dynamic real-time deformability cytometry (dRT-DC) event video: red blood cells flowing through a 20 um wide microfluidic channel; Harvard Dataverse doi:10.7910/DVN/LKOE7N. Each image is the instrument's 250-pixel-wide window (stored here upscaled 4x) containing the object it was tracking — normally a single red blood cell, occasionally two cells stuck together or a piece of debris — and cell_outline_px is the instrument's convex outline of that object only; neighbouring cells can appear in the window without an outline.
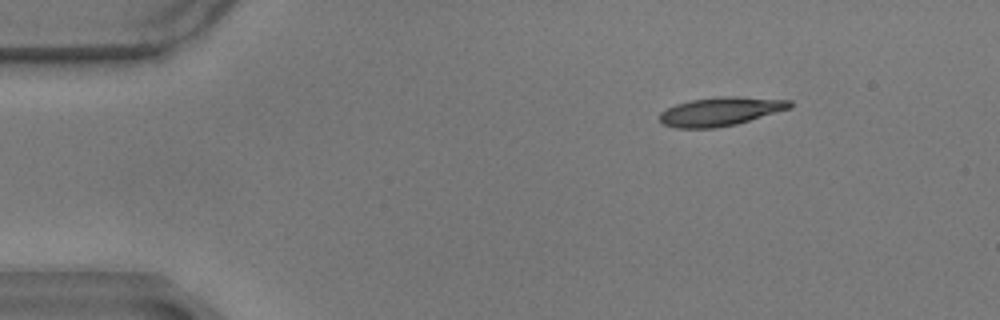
{"species": "common noctule bat (a hibernating species)", "species_latin": "Nyctalus noctula", "temperature_condition": "warm", "stored_images_in_passage": 51, "camera_frame_rate_fps": 3000, "um_per_image_px": 0.085, "animal": {"sex": "male", "body_mass_g": 17.9}, "frame": {"image": 1, "passage_image": 1, "time_ms": 0.0, "image_size_px": [1000, 320], "cell_outline_px": [[792, 108], [736, 124], [716, 128], [676, 128], [664, 124], [660, 120], [660, 112], [676, 104], [692, 100], [720, 96], [736, 96], [792, 100]], "centroid_in_image_um": [61.27, 9.47], "position_along_channel_um": 23.7, "area_um2": 21.73}}
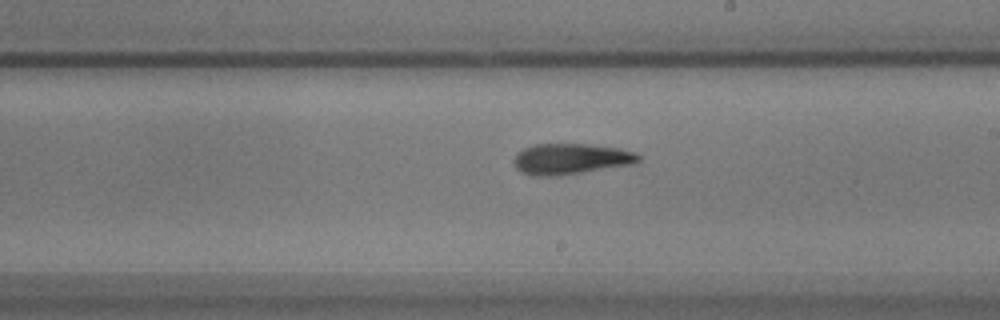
{"frame": {"image": 2, "passage_image": 26, "time_ms": 8.333, "image_size_px": [1000, 320], "cell_outline_px": [[640, 160], [636, 164], [560, 176], [532, 176], [520, 172], [516, 168], [512, 160], [516, 152], [532, 144], [588, 144], [620, 148], [636, 152], [640, 156]], "centroid_in_image_um": [48.51, 13.52], "position_along_channel_um": 240.5, "area_um2": 22.95}}
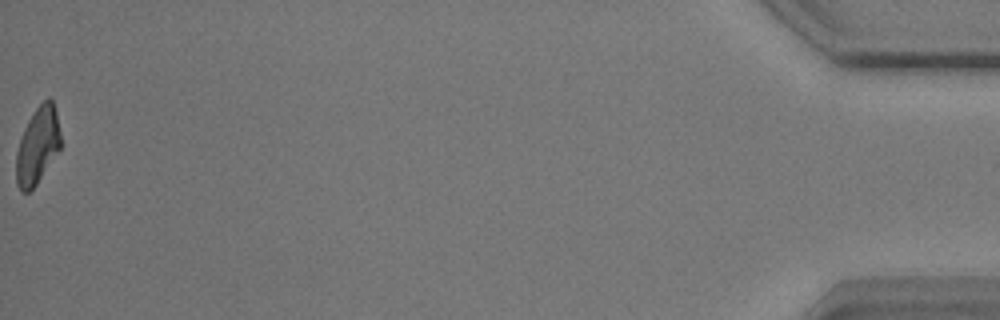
{"frame": {"image": 3, "passage_image": 51, "time_ms": 16.667, "image_size_px": [1000, 320], "cell_outline_px": [[60, 148], [36, 184], [28, 192], [24, 192], [16, 184], [16, 152], [24, 128], [28, 120], [36, 108], [48, 96], [52, 100], [56, 112], [60, 132]], "centroid_in_image_um": [3.18, 12.36], "position_along_channel_um": 432.0, "area_um2": 19.54}, "authors_computed_cell_mechanics": {"area_um2": 21.7328, "velocity_mm_per_s": 3.4764, "shape_relaxation_time_tau1_ms": 5.9644, "shape_relaxation_time_tau2_ms": 3.3708, "deformation_change_tau1": 0.2033, "deformation_change_tau2": 0.1263}}